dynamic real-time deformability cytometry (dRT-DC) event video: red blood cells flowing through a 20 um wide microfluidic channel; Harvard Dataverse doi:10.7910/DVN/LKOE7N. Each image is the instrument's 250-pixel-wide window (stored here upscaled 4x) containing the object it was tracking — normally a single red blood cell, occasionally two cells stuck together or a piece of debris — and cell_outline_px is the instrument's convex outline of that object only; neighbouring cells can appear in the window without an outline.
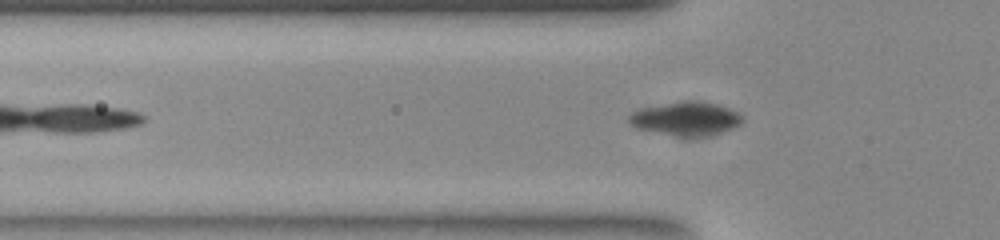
{"species": "common noctule bat (a hibernating species)", "species_latin": "Nyctalus noctula", "temperature_condition": "room temperature", "stored_images_in_passage": 41, "segment_of_instrument_passage": [1, 2], "camera_frame_rate_fps": 3000, "um_per_image_px": 0.085, "animal": {"sex": "female", "body_mass_g": 23.0, "forearm_length_mm": 53.4}, "frame": {"image": 1, "passage_image": 2, "time_ms": 0.333, "image_size_px": [1000, 240], "cell_outline_px": [[744, 120], [740, 124], [732, 128], [720, 132], [704, 136], [680, 136], [636, 128], [628, 120], [628, 116], [632, 112], [640, 108], [664, 104], [716, 104], [732, 108], [740, 112], [744, 116]], "centroid_in_image_um": [58.34, 10.12], "position_along_channel_um": 67.5, "area_um2": 21.27}}
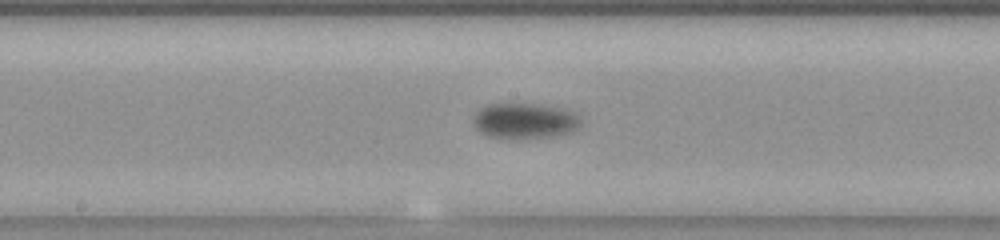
{"frame": {"image": 2, "passage_image": 13, "time_ms": 4.0, "image_size_px": [1000, 240], "cell_outline_px": [[580, 124], [576, 128], [568, 132], [548, 136], [512, 140], [488, 136], [480, 132], [476, 128], [472, 120], [476, 112], [480, 108], [488, 104], [540, 104], [564, 108], [576, 112], [580, 116]], "centroid_in_image_um": [44.57, 10.27], "position_along_channel_um": 203.6, "area_um2": 22.48}}
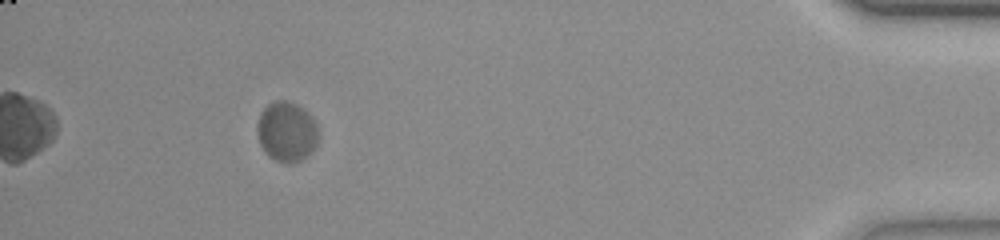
{"frame": {"image": 3, "passage_image": 35, "time_ms": 11.333, "image_size_px": [1000, 240], "cell_outline_px": [[320, 136], [316, 144], [308, 156], [300, 160], [288, 164], [284, 164], [268, 156], [260, 144], [256, 128], [256, 124], [260, 112], [268, 104], [276, 100], [288, 100], [304, 108], [316, 120], [320, 132]], "centroid_in_image_um": [24.39, 11.18], "position_along_channel_um": 410.8, "area_um2": 21.96}}